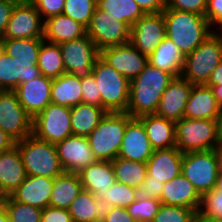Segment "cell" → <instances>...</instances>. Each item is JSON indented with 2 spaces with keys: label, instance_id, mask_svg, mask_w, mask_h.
Segmentation results:
<instances>
[{
  "label": "cell",
  "instance_id": "obj_1",
  "mask_svg": "<svg viewBox=\"0 0 222 222\" xmlns=\"http://www.w3.org/2000/svg\"><path fill=\"white\" fill-rule=\"evenodd\" d=\"M173 78L170 73L148 63L144 70L130 82L129 104L126 113L131 117L155 114L161 96Z\"/></svg>",
  "mask_w": 222,
  "mask_h": 222
},
{
  "label": "cell",
  "instance_id": "obj_2",
  "mask_svg": "<svg viewBox=\"0 0 222 222\" xmlns=\"http://www.w3.org/2000/svg\"><path fill=\"white\" fill-rule=\"evenodd\" d=\"M162 12L166 37L174 42L184 56L195 50L213 32L205 15L170 8Z\"/></svg>",
  "mask_w": 222,
  "mask_h": 222
},
{
  "label": "cell",
  "instance_id": "obj_3",
  "mask_svg": "<svg viewBox=\"0 0 222 222\" xmlns=\"http://www.w3.org/2000/svg\"><path fill=\"white\" fill-rule=\"evenodd\" d=\"M131 118L126 112H107L87 136L97 160L112 162L117 158L127 122Z\"/></svg>",
  "mask_w": 222,
  "mask_h": 222
},
{
  "label": "cell",
  "instance_id": "obj_4",
  "mask_svg": "<svg viewBox=\"0 0 222 222\" xmlns=\"http://www.w3.org/2000/svg\"><path fill=\"white\" fill-rule=\"evenodd\" d=\"M222 61V34L213 31L195 50L185 56L181 76L192 85H206Z\"/></svg>",
  "mask_w": 222,
  "mask_h": 222
},
{
  "label": "cell",
  "instance_id": "obj_5",
  "mask_svg": "<svg viewBox=\"0 0 222 222\" xmlns=\"http://www.w3.org/2000/svg\"><path fill=\"white\" fill-rule=\"evenodd\" d=\"M16 145L26 175L55 178L64 172L54 143L40 140L31 134Z\"/></svg>",
  "mask_w": 222,
  "mask_h": 222
},
{
  "label": "cell",
  "instance_id": "obj_6",
  "mask_svg": "<svg viewBox=\"0 0 222 222\" xmlns=\"http://www.w3.org/2000/svg\"><path fill=\"white\" fill-rule=\"evenodd\" d=\"M98 92L101 94L102 108L107 112H126L130 96V80L99 57L92 70Z\"/></svg>",
  "mask_w": 222,
  "mask_h": 222
},
{
  "label": "cell",
  "instance_id": "obj_7",
  "mask_svg": "<svg viewBox=\"0 0 222 222\" xmlns=\"http://www.w3.org/2000/svg\"><path fill=\"white\" fill-rule=\"evenodd\" d=\"M176 148L182 153L212 150L220 142L216 121L183 117L175 122Z\"/></svg>",
  "mask_w": 222,
  "mask_h": 222
},
{
  "label": "cell",
  "instance_id": "obj_8",
  "mask_svg": "<svg viewBox=\"0 0 222 222\" xmlns=\"http://www.w3.org/2000/svg\"><path fill=\"white\" fill-rule=\"evenodd\" d=\"M181 173L201 197L215 189L219 169L213 149L183 153Z\"/></svg>",
  "mask_w": 222,
  "mask_h": 222
},
{
  "label": "cell",
  "instance_id": "obj_9",
  "mask_svg": "<svg viewBox=\"0 0 222 222\" xmlns=\"http://www.w3.org/2000/svg\"><path fill=\"white\" fill-rule=\"evenodd\" d=\"M32 134L40 140L54 144L73 135L71 108L50 103L33 118Z\"/></svg>",
  "mask_w": 222,
  "mask_h": 222
},
{
  "label": "cell",
  "instance_id": "obj_10",
  "mask_svg": "<svg viewBox=\"0 0 222 222\" xmlns=\"http://www.w3.org/2000/svg\"><path fill=\"white\" fill-rule=\"evenodd\" d=\"M0 128L16 143L33 132V118L22 107L15 91H0Z\"/></svg>",
  "mask_w": 222,
  "mask_h": 222
},
{
  "label": "cell",
  "instance_id": "obj_11",
  "mask_svg": "<svg viewBox=\"0 0 222 222\" xmlns=\"http://www.w3.org/2000/svg\"><path fill=\"white\" fill-rule=\"evenodd\" d=\"M66 73L78 78L92 74L100 50L88 35L59 45Z\"/></svg>",
  "mask_w": 222,
  "mask_h": 222
},
{
  "label": "cell",
  "instance_id": "obj_12",
  "mask_svg": "<svg viewBox=\"0 0 222 222\" xmlns=\"http://www.w3.org/2000/svg\"><path fill=\"white\" fill-rule=\"evenodd\" d=\"M87 35L100 51L107 47L130 43V28L98 8L87 27Z\"/></svg>",
  "mask_w": 222,
  "mask_h": 222
},
{
  "label": "cell",
  "instance_id": "obj_13",
  "mask_svg": "<svg viewBox=\"0 0 222 222\" xmlns=\"http://www.w3.org/2000/svg\"><path fill=\"white\" fill-rule=\"evenodd\" d=\"M44 20L35 6L28 1H19L10 16L2 39H43Z\"/></svg>",
  "mask_w": 222,
  "mask_h": 222
},
{
  "label": "cell",
  "instance_id": "obj_14",
  "mask_svg": "<svg viewBox=\"0 0 222 222\" xmlns=\"http://www.w3.org/2000/svg\"><path fill=\"white\" fill-rule=\"evenodd\" d=\"M166 37L163 12L144 14L130 28V43L146 56L151 55Z\"/></svg>",
  "mask_w": 222,
  "mask_h": 222
},
{
  "label": "cell",
  "instance_id": "obj_15",
  "mask_svg": "<svg viewBox=\"0 0 222 222\" xmlns=\"http://www.w3.org/2000/svg\"><path fill=\"white\" fill-rule=\"evenodd\" d=\"M100 57L130 81L148 64V56L141 54L131 43L104 48Z\"/></svg>",
  "mask_w": 222,
  "mask_h": 222
},
{
  "label": "cell",
  "instance_id": "obj_16",
  "mask_svg": "<svg viewBox=\"0 0 222 222\" xmlns=\"http://www.w3.org/2000/svg\"><path fill=\"white\" fill-rule=\"evenodd\" d=\"M55 146L64 172L78 173L97 161L87 137L71 135L55 143Z\"/></svg>",
  "mask_w": 222,
  "mask_h": 222
},
{
  "label": "cell",
  "instance_id": "obj_17",
  "mask_svg": "<svg viewBox=\"0 0 222 222\" xmlns=\"http://www.w3.org/2000/svg\"><path fill=\"white\" fill-rule=\"evenodd\" d=\"M192 86L183 76L174 77L163 92L155 114L173 122L181 120Z\"/></svg>",
  "mask_w": 222,
  "mask_h": 222
},
{
  "label": "cell",
  "instance_id": "obj_18",
  "mask_svg": "<svg viewBox=\"0 0 222 222\" xmlns=\"http://www.w3.org/2000/svg\"><path fill=\"white\" fill-rule=\"evenodd\" d=\"M153 152L154 149L146 135L143 123L137 117H132L127 122L117 157L147 162Z\"/></svg>",
  "mask_w": 222,
  "mask_h": 222
},
{
  "label": "cell",
  "instance_id": "obj_19",
  "mask_svg": "<svg viewBox=\"0 0 222 222\" xmlns=\"http://www.w3.org/2000/svg\"><path fill=\"white\" fill-rule=\"evenodd\" d=\"M52 79L40 75L27 83H21L14 90L25 111L34 118L51 103Z\"/></svg>",
  "mask_w": 222,
  "mask_h": 222
},
{
  "label": "cell",
  "instance_id": "obj_20",
  "mask_svg": "<svg viewBox=\"0 0 222 222\" xmlns=\"http://www.w3.org/2000/svg\"><path fill=\"white\" fill-rule=\"evenodd\" d=\"M41 75L40 69L31 61L15 60L4 51L0 54V89L14 91L21 83Z\"/></svg>",
  "mask_w": 222,
  "mask_h": 222
},
{
  "label": "cell",
  "instance_id": "obj_21",
  "mask_svg": "<svg viewBox=\"0 0 222 222\" xmlns=\"http://www.w3.org/2000/svg\"><path fill=\"white\" fill-rule=\"evenodd\" d=\"M54 178L29 176L10 195L17 202L44 209L50 204Z\"/></svg>",
  "mask_w": 222,
  "mask_h": 222
},
{
  "label": "cell",
  "instance_id": "obj_22",
  "mask_svg": "<svg viewBox=\"0 0 222 222\" xmlns=\"http://www.w3.org/2000/svg\"><path fill=\"white\" fill-rule=\"evenodd\" d=\"M183 153L176 146L166 149L154 150L147 160V174L150 180L162 181L172 180L182 170Z\"/></svg>",
  "mask_w": 222,
  "mask_h": 222
},
{
  "label": "cell",
  "instance_id": "obj_23",
  "mask_svg": "<svg viewBox=\"0 0 222 222\" xmlns=\"http://www.w3.org/2000/svg\"><path fill=\"white\" fill-rule=\"evenodd\" d=\"M160 202L165 205L181 206L199 211L201 196L193 184L181 173L164 183Z\"/></svg>",
  "mask_w": 222,
  "mask_h": 222
},
{
  "label": "cell",
  "instance_id": "obj_24",
  "mask_svg": "<svg viewBox=\"0 0 222 222\" xmlns=\"http://www.w3.org/2000/svg\"><path fill=\"white\" fill-rule=\"evenodd\" d=\"M77 174L83 189L92 192L101 202L104 201V192H107L116 181L110 161L97 160L81 169Z\"/></svg>",
  "mask_w": 222,
  "mask_h": 222
},
{
  "label": "cell",
  "instance_id": "obj_25",
  "mask_svg": "<svg viewBox=\"0 0 222 222\" xmlns=\"http://www.w3.org/2000/svg\"><path fill=\"white\" fill-rule=\"evenodd\" d=\"M26 176L17 145L0 153V188L7 196L20 186Z\"/></svg>",
  "mask_w": 222,
  "mask_h": 222
},
{
  "label": "cell",
  "instance_id": "obj_26",
  "mask_svg": "<svg viewBox=\"0 0 222 222\" xmlns=\"http://www.w3.org/2000/svg\"><path fill=\"white\" fill-rule=\"evenodd\" d=\"M87 35V28L68 16L59 14L44 20L43 39L62 44Z\"/></svg>",
  "mask_w": 222,
  "mask_h": 222
},
{
  "label": "cell",
  "instance_id": "obj_27",
  "mask_svg": "<svg viewBox=\"0 0 222 222\" xmlns=\"http://www.w3.org/2000/svg\"><path fill=\"white\" fill-rule=\"evenodd\" d=\"M219 109L220 107L209 86L193 85L183 110V117L215 120Z\"/></svg>",
  "mask_w": 222,
  "mask_h": 222
},
{
  "label": "cell",
  "instance_id": "obj_28",
  "mask_svg": "<svg viewBox=\"0 0 222 222\" xmlns=\"http://www.w3.org/2000/svg\"><path fill=\"white\" fill-rule=\"evenodd\" d=\"M137 118L143 123L146 135L154 150L176 146L175 122L156 114H146Z\"/></svg>",
  "mask_w": 222,
  "mask_h": 222
},
{
  "label": "cell",
  "instance_id": "obj_29",
  "mask_svg": "<svg viewBox=\"0 0 222 222\" xmlns=\"http://www.w3.org/2000/svg\"><path fill=\"white\" fill-rule=\"evenodd\" d=\"M185 56L174 42L165 39L148 56V63L162 71L170 73L173 77L181 76Z\"/></svg>",
  "mask_w": 222,
  "mask_h": 222
},
{
  "label": "cell",
  "instance_id": "obj_30",
  "mask_svg": "<svg viewBox=\"0 0 222 222\" xmlns=\"http://www.w3.org/2000/svg\"><path fill=\"white\" fill-rule=\"evenodd\" d=\"M51 103L73 107L82 103L81 78L64 73L52 79Z\"/></svg>",
  "mask_w": 222,
  "mask_h": 222
},
{
  "label": "cell",
  "instance_id": "obj_31",
  "mask_svg": "<svg viewBox=\"0 0 222 222\" xmlns=\"http://www.w3.org/2000/svg\"><path fill=\"white\" fill-rule=\"evenodd\" d=\"M82 190L83 186L77 173L63 172L54 178L49 206L68 210Z\"/></svg>",
  "mask_w": 222,
  "mask_h": 222
},
{
  "label": "cell",
  "instance_id": "obj_32",
  "mask_svg": "<svg viewBox=\"0 0 222 222\" xmlns=\"http://www.w3.org/2000/svg\"><path fill=\"white\" fill-rule=\"evenodd\" d=\"M105 210V205L92 192L84 189L72 201L68 208L73 222L103 220Z\"/></svg>",
  "mask_w": 222,
  "mask_h": 222
},
{
  "label": "cell",
  "instance_id": "obj_33",
  "mask_svg": "<svg viewBox=\"0 0 222 222\" xmlns=\"http://www.w3.org/2000/svg\"><path fill=\"white\" fill-rule=\"evenodd\" d=\"M106 113L107 111L102 107L85 103L71 107L72 134L87 137Z\"/></svg>",
  "mask_w": 222,
  "mask_h": 222
},
{
  "label": "cell",
  "instance_id": "obj_34",
  "mask_svg": "<svg viewBox=\"0 0 222 222\" xmlns=\"http://www.w3.org/2000/svg\"><path fill=\"white\" fill-rule=\"evenodd\" d=\"M97 8L131 28L145 13L134 0H97Z\"/></svg>",
  "mask_w": 222,
  "mask_h": 222
},
{
  "label": "cell",
  "instance_id": "obj_35",
  "mask_svg": "<svg viewBox=\"0 0 222 222\" xmlns=\"http://www.w3.org/2000/svg\"><path fill=\"white\" fill-rule=\"evenodd\" d=\"M117 182L138 188L147 176L146 162L132 161L117 157L112 161Z\"/></svg>",
  "mask_w": 222,
  "mask_h": 222
},
{
  "label": "cell",
  "instance_id": "obj_36",
  "mask_svg": "<svg viewBox=\"0 0 222 222\" xmlns=\"http://www.w3.org/2000/svg\"><path fill=\"white\" fill-rule=\"evenodd\" d=\"M37 66L41 75L51 79L66 73L59 44L44 40L39 51Z\"/></svg>",
  "mask_w": 222,
  "mask_h": 222
},
{
  "label": "cell",
  "instance_id": "obj_37",
  "mask_svg": "<svg viewBox=\"0 0 222 222\" xmlns=\"http://www.w3.org/2000/svg\"><path fill=\"white\" fill-rule=\"evenodd\" d=\"M44 39H3L4 52L15 60L31 61L37 65L39 51Z\"/></svg>",
  "mask_w": 222,
  "mask_h": 222
},
{
  "label": "cell",
  "instance_id": "obj_38",
  "mask_svg": "<svg viewBox=\"0 0 222 222\" xmlns=\"http://www.w3.org/2000/svg\"><path fill=\"white\" fill-rule=\"evenodd\" d=\"M96 9L97 0H65L62 14L87 28Z\"/></svg>",
  "mask_w": 222,
  "mask_h": 222
},
{
  "label": "cell",
  "instance_id": "obj_39",
  "mask_svg": "<svg viewBox=\"0 0 222 222\" xmlns=\"http://www.w3.org/2000/svg\"><path fill=\"white\" fill-rule=\"evenodd\" d=\"M136 188L115 181L107 192H104V201L106 208L120 207L127 208L136 200Z\"/></svg>",
  "mask_w": 222,
  "mask_h": 222
},
{
  "label": "cell",
  "instance_id": "obj_40",
  "mask_svg": "<svg viewBox=\"0 0 222 222\" xmlns=\"http://www.w3.org/2000/svg\"><path fill=\"white\" fill-rule=\"evenodd\" d=\"M4 208L10 222H41L42 209L14 201L10 196Z\"/></svg>",
  "mask_w": 222,
  "mask_h": 222
},
{
  "label": "cell",
  "instance_id": "obj_41",
  "mask_svg": "<svg viewBox=\"0 0 222 222\" xmlns=\"http://www.w3.org/2000/svg\"><path fill=\"white\" fill-rule=\"evenodd\" d=\"M161 202L155 198L135 200L128 207V213L137 222H152Z\"/></svg>",
  "mask_w": 222,
  "mask_h": 222
},
{
  "label": "cell",
  "instance_id": "obj_42",
  "mask_svg": "<svg viewBox=\"0 0 222 222\" xmlns=\"http://www.w3.org/2000/svg\"><path fill=\"white\" fill-rule=\"evenodd\" d=\"M194 209L160 204L152 222H190Z\"/></svg>",
  "mask_w": 222,
  "mask_h": 222
},
{
  "label": "cell",
  "instance_id": "obj_43",
  "mask_svg": "<svg viewBox=\"0 0 222 222\" xmlns=\"http://www.w3.org/2000/svg\"><path fill=\"white\" fill-rule=\"evenodd\" d=\"M199 211L205 216L212 217L222 222V192L216 189L204 194L201 197Z\"/></svg>",
  "mask_w": 222,
  "mask_h": 222
},
{
  "label": "cell",
  "instance_id": "obj_44",
  "mask_svg": "<svg viewBox=\"0 0 222 222\" xmlns=\"http://www.w3.org/2000/svg\"><path fill=\"white\" fill-rule=\"evenodd\" d=\"M81 91L82 103L102 107L101 94L98 92L93 74L81 78Z\"/></svg>",
  "mask_w": 222,
  "mask_h": 222
},
{
  "label": "cell",
  "instance_id": "obj_45",
  "mask_svg": "<svg viewBox=\"0 0 222 222\" xmlns=\"http://www.w3.org/2000/svg\"><path fill=\"white\" fill-rule=\"evenodd\" d=\"M43 20L63 13L65 0H29Z\"/></svg>",
  "mask_w": 222,
  "mask_h": 222
},
{
  "label": "cell",
  "instance_id": "obj_46",
  "mask_svg": "<svg viewBox=\"0 0 222 222\" xmlns=\"http://www.w3.org/2000/svg\"><path fill=\"white\" fill-rule=\"evenodd\" d=\"M164 183L162 181L150 180V175L147 174L143 184L136 188V200H144L147 198H155L160 200Z\"/></svg>",
  "mask_w": 222,
  "mask_h": 222
},
{
  "label": "cell",
  "instance_id": "obj_47",
  "mask_svg": "<svg viewBox=\"0 0 222 222\" xmlns=\"http://www.w3.org/2000/svg\"><path fill=\"white\" fill-rule=\"evenodd\" d=\"M207 0H167L166 8L205 15Z\"/></svg>",
  "mask_w": 222,
  "mask_h": 222
},
{
  "label": "cell",
  "instance_id": "obj_48",
  "mask_svg": "<svg viewBox=\"0 0 222 222\" xmlns=\"http://www.w3.org/2000/svg\"><path fill=\"white\" fill-rule=\"evenodd\" d=\"M205 17L213 31H222V0H207Z\"/></svg>",
  "mask_w": 222,
  "mask_h": 222
},
{
  "label": "cell",
  "instance_id": "obj_49",
  "mask_svg": "<svg viewBox=\"0 0 222 222\" xmlns=\"http://www.w3.org/2000/svg\"><path fill=\"white\" fill-rule=\"evenodd\" d=\"M41 222H73L67 209L47 206L42 209Z\"/></svg>",
  "mask_w": 222,
  "mask_h": 222
},
{
  "label": "cell",
  "instance_id": "obj_50",
  "mask_svg": "<svg viewBox=\"0 0 222 222\" xmlns=\"http://www.w3.org/2000/svg\"><path fill=\"white\" fill-rule=\"evenodd\" d=\"M104 222H137L128 213L127 208L110 207L106 208Z\"/></svg>",
  "mask_w": 222,
  "mask_h": 222
},
{
  "label": "cell",
  "instance_id": "obj_51",
  "mask_svg": "<svg viewBox=\"0 0 222 222\" xmlns=\"http://www.w3.org/2000/svg\"><path fill=\"white\" fill-rule=\"evenodd\" d=\"M18 2L17 0H0V37L3 35L12 11Z\"/></svg>",
  "mask_w": 222,
  "mask_h": 222
},
{
  "label": "cell",
  "instance_id": "obj_52",
  "mask_svg": "<svg viewBox=\"0 0 222 222\" xmlns=\"http://www.w3.org/2000/svg\"><path fill=\"white\" fill-rule=\"evenodd\" d=\"M145 13H159L166 8L167 0H134Z\"/></svg>",
  "mask_w": 222,
  "mask_h": 222
},
{
  "label": "cell",
  "instance_id": "obj_53",
  "mask_svg": "<svg viewBox=\"0 0 222 222\" xmlns=\"http://www.w3.org/2000/svg\"><path fill=\"white\" fill-rule=\"evenodd\" d=\"M16 142L0 128V153L11 149Z\"/></svg>",
  "mask_w": 222,
  "mask_h": 222
},
{
  "label": "cell",
  "instance_id": "obj_54",
  "mask_svg": "<svg viewBox=\"0 0 222 222\" xmlns=\"http://www.w3.org/2000/svg\"><path fill=\"white\" fill-rule=\"evenodd\" d=\"M222 84V61L211 73L210 78L206 85H220Z\"/></svg>",
  "mask_w": 222,
  "mask_h": 222
},
{
  "label": "cell",
  "instance_id": "obj_55",
  "mask_svg": "<svg viewBox=\"0 0 222 222\" xmlns=\"http://www.w3.org/2000/svg\"><path fill=\"white\" fill-rule=\"evenodd\" d=\"M209 86L213 92L216 102L222 108V84L220 85H206Z\"/></svg>",
  "mask_w": 222,
  "mask_h": 222
},
{
  "label": "cell",
  "instance_id": "obj_56",
  "mask_svg": "<svg viewBox=\"0 0 222 222\" xmlns=\"http://www.w3.org/2000/svg\"><path fill=\"white\" fill-rule=\"evenodd\" d=\"M190 222H218V221L212 217L205 216L200 211H195Z\"/></svg>",
  "mask_w": 222,
  "mask_h": 222
},
{
  "label": "cell",
  "instance_id": "obj_57",
  "mask_svg": "<svg viewBox=\"0 0 222 222\" xmlns=\"http://www.w3.org/2000/svg\"><path fill=\"white\" fill-rule=\"evenodd\" d=\"M213 151L217 160L219 174H222V142H219Z\"/></svg>",
  "mask_w": 222,
  "mask_h": 222
},
{
  "label": "cell",
  "instance_id": "obj_58",
  "mask_svg": "<svg viewBox=\"0 0 222 222\" xmlns=\"http://www.w3.org/2000/svg\"><path fill=\"white\" fill-rule=\"evenodd\" d=\"M215 121H216L217 135L219 141L222 142V108L219 109V113L217 114Z\"/></svg>",
  "mask_w": 222,
  "mask_h": 222
},
{
  "label": "cell",
  "instance_id": "obj_59",
  "mask_svg": "<svg viewBox=\"0 0 222 222\" xmlns=\"http://www.w3.org/2000/svg\"><path fill=\"white\" fill-rule=\"evenodd\" d=\"M7 195L3 192V190L0 188V210L5 207Z\"/></svg>",
  "mask_w": 222,
  "mask_h": 222
},
{
  "label": "cell",
  "instance_id": "obj_60",
  "mask_svg": "<svg viewBox=\"0 0 222 222\" xmlns=\"http://www.w3.org/2000/svg\"><path fill=\"white\" fill-rule=\"evenodd\" d=\"M0 222H10L9 216L5 208L0 210Z\"/></svg>",
  "mask_w": 222,
  "mask_h": 222
},
{
  "label": "cell",
  "instance_id": "obj_61",
  "mask_svg": "<svg viewBox=\"0 0 222 222\" xmlns=\"http://www.w3.org/2000/svg\"><path fill=\"white\" fill-rule=\"evenodd\" d=\"M216 190L219 192H222V174L218 175L217 184H216Z\"/></svg>",
  "mask_w": 222,
  "mask_h": 222
},
{
  "label": "cell",
  "instance_id": "obj_62",
  "mask_svg": "<svg viewBox=\"0 0 222 222\" xmlns=\"http://www.w3.org/2000/svg\"><path fill=\"white\" fill-rule=\"evenodd\" d=\"M4 51V43H3V39L0 37V54L3 53Z\"/></svg>",
  "mask_w": 222,
  "mask_h": 222
},
{
  "label": "cell",
  "instance_id": "obj_63",
  "mask_svg": "<svg viewBox=\"0 0 222 222\" xmlns=\"http://www.w3.org/2000/svg\"><path fill=\"white\" fill-rule=\"evenodd\" d=\"M94 222H104V220H98V221H94Z\"/></svg>",
  "mask_w": 222,
  "mask_h": 222
}]
</instances>
